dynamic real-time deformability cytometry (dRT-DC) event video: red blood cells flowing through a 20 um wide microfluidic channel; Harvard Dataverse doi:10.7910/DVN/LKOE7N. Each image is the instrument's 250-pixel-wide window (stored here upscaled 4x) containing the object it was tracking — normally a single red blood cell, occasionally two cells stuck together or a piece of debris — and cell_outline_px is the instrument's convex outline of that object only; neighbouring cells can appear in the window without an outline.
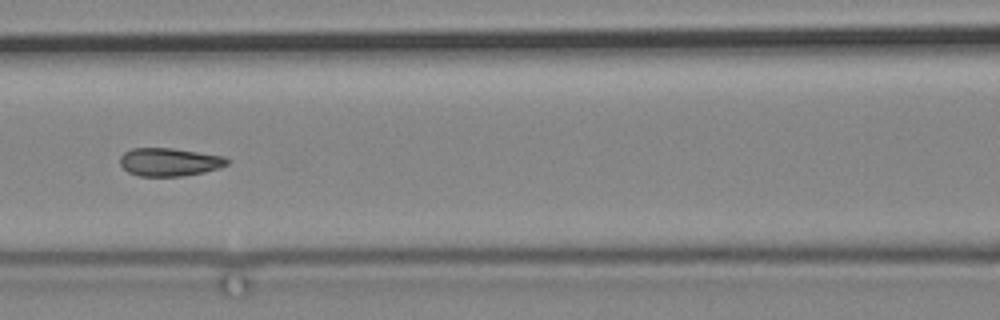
{"species": "common noctule bat (a hibernating species)", "species_latin": "Nyctalus noctula", "temperature_condition": "cold", "stored_images_in_passage": 7, "camera_frame_rate_fps": 3000, "um_per_image_px": 0.085, "animal": {"sex": "male", "body_mass_g": 19.2, "forearm_length_mm": 51.8}, "frame": {"image": 1, "passage_image": 4, "time_ms": 4.667, "image_size_px": [1000, 320], "cell_outline_px": [[228, 164], [220, 168], [204, 172], [180, 176], [140, 176], [128, 172], [120, 164], [120, 156], [124, 152], [132, 148], [172, 148], [224, 156], [228, 160]], "centroid_in_image_um": [14.39, 13.77], "position_along_channel_um": 152.2, "area_um2": 17.51}}
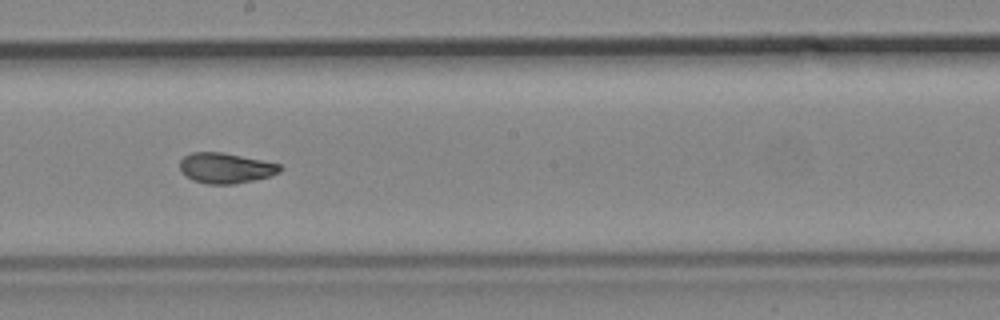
{"frame": {"image": 2, "passage_image": 6, "time_ms": 7.0, "image_size_px": [1000, 320], "cell_outline_px": [[284, 168], [280, 172], [272, 176], [232, 184], [208, 184], [192, 180], [180, 172], [180, 160], [184, 156], [192, 152], [224, 152], [280, 164]], "centroid_in_image_um": [19.18, 14.28], "position_along_channel_um": 229.0, "area_um2": 17.86}}
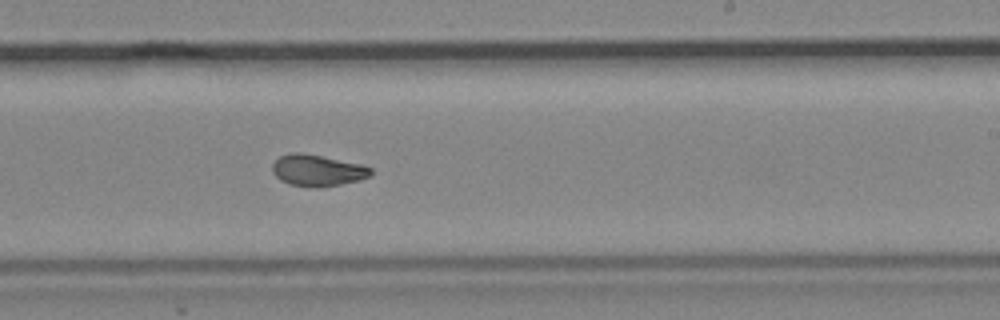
{"frame": {"image": 3, "passage_image": 7, "time_ms": 8.0, "image_size_px": [1000, 320], "cell_outline_px": [[372, 176], [360, 180], [320, 188], [316, 188], [288, 184], [280, 180], [272, 172], [272, 164], [280, 156], [288, 152], [304, 152], [364, 164], [372, 168]], "centroid_in_image_um": [27.0, 14.47], "position_along_channel_um": 262.0, "area_um2": 18.55}}